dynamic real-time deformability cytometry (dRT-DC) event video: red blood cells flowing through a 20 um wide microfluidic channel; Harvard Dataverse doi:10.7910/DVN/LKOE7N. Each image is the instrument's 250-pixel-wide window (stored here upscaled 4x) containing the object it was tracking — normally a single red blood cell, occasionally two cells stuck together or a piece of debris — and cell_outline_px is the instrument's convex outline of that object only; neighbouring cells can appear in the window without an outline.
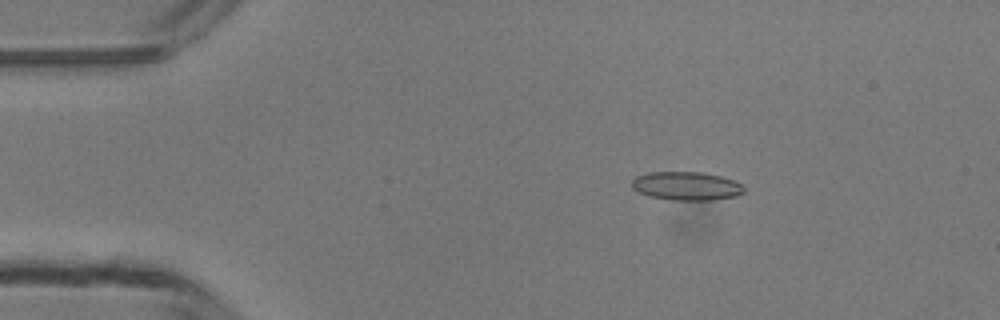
{"species": "common noctule bat (a hibernating species)", "species_latin": "Nyctalus noctula", "temperature_condition": "room temperature", "stored_images_in_passage": 14, "camera_frame_rate_fps": 3000, "um_per_image_px": 0.085, "animal": {"sex": "male", "body_mass_g": 13.3}, "frame": {"image": 1, "passage_image": 3, "time_ms": 0.667, "image_size_px": [1000, 320], "cell_outline_px": [[744, 192], [736, 196], [712, 200], [672, 200], [648, 196], [632, 188], [632, 180], [636, 176], [648, 172], [704, 172], [720, 176], [732, 180], [740, 184], [744, 188]], "centroid_in_image_um": [58.33, 15.81], "position_along_channel_um": 26.7, "area_um2": 18.61}}